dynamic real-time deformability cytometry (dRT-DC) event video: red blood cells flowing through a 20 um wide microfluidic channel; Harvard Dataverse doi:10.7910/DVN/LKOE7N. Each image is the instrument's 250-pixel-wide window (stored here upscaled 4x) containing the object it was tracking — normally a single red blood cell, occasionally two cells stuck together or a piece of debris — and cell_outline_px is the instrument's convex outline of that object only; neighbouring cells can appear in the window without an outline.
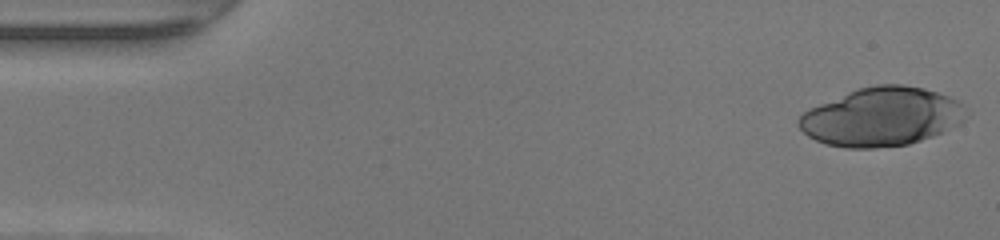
{"species": "human", "species_latin": "Homo sapiens", "temperature_condition": "warm", "stored_images_in_passage": 47, "camera_frame_rate_fps": 3000, "um_per_image_px": 0.085, "donor": {"sex": "female"}, "frame": {"image": 1, "passage_image": 1, "time_ms": 0.0, "image_size_px": [1000, 240], "cell_outline_px": [[972, 112], [960, 124], [932, 136], [908, 144], [876, 148], [844, 148], [824, 144], [808, 136], [796, 124], [796, 120], [808, 108], [848, 92], [860, 88], [876, 84], [904, 84], [924, 88], [948, 96], [956, 100]], "centroid_in_image_um": [74.94, 9.93], "position_along_channel_um": 10.1, "area_um2": 57.51}}
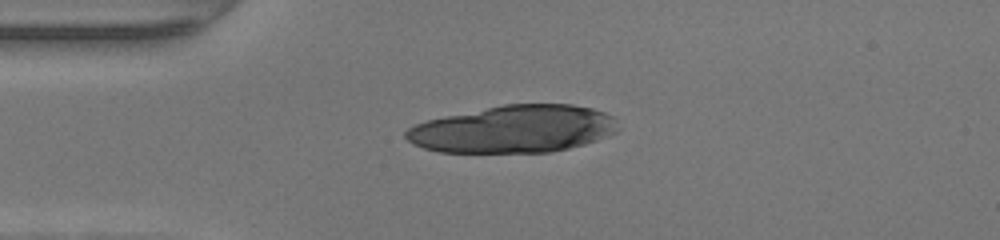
{"frame": {"image": 2, "passage_image": 11, "time_ms": 3.333, "image_size_px": [1000, 240], "cell_outline_px": [[616, 132], [608, 136], [584, 144], [552, 152], [440, 152], [424, 148], [412, 144], [404, 136], [404, 132], [408, 128], [416, 124], [428, 120], [444, 116], [504, 104], [572, 104], [592, 108], [604, 112], [612, 116], [616, 128]], "centroid_in_image_um": [43.63, 10.97], "position_along_channel_um": 41.4, "area_um2": 58.32}}